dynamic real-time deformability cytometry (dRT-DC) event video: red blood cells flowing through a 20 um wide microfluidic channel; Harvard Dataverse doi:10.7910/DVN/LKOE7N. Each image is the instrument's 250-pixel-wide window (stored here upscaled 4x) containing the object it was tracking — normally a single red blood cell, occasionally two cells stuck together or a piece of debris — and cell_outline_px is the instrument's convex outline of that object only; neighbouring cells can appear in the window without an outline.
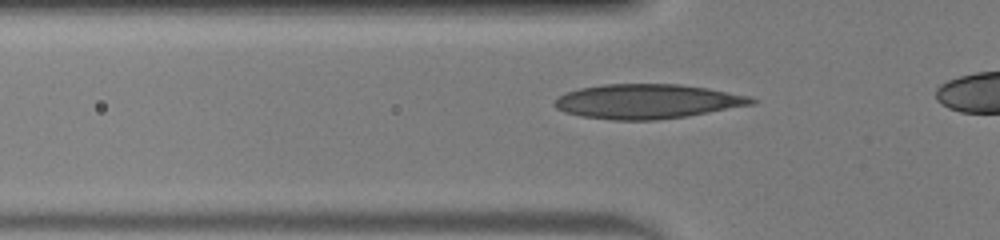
{"species": "human", "species_latin": "Homo sapiens", "temperature_condition": "warm", "stored_images_in_passage": 32, "camera_frame_rate_fps": 3000, "um_per_image_px": 0.085, "donor": {"sex": "male"}, "frame": {"image": 1, "passage_image": 12, "time_ms": 3.667, "image_size_px": [1000, 240], "cell_outline_px": [[760, 100], [756, 104], [684, 116], [656, 120], [612, 120], [580, 116], [564, 112], [556, 108], [552, 104], [560, 96], [568, 92], [580, 88], [604, 84], [680, 84], [708, 88], [748, 96]], "centroid_in_image_um": [55.02, 8.62], "position_along_channel_um": 70.8, "area_um2": 39.54}}
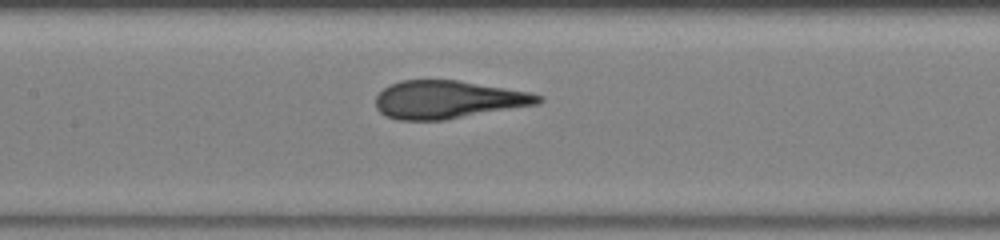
{"frame": {"image": 2, "passage_image": 19, "time_ms": 6.0, "image_size_px": [1000, 240], "cell_outline_px": [[544, 100], [540, 104], [444, 120], [396, 120], [384, 116], [376, 108], [376, 96], [388, 84], [400, 80], [460, 80], [528, 92], [544, 96]], "centroid_in_image_um": [38.08, 8.47], "position_along_channel_um": 169.3, "area_um2": 36.24}}
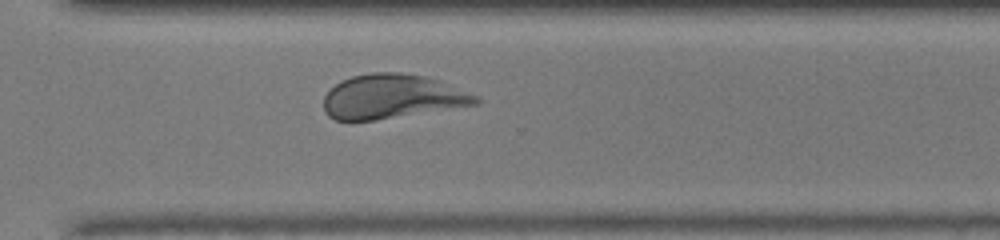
{"frame": {"image": 3, "passage_image": 31, "time_ms": 10.0, "image_size_px": [1000, 240], "cell_outline_px": [[480, 104], [376, 120], [336, 120], [328, 116], [324, 112], [324, 96], [340, 80], [352, 76], [372, 72], [404, 72], [424, 76], [440, 80], [480, 96]], "centroid_in_image_um": [33.36, 8.2], "position_along_channel_um": 337.2, "area_um2": 39.54}}